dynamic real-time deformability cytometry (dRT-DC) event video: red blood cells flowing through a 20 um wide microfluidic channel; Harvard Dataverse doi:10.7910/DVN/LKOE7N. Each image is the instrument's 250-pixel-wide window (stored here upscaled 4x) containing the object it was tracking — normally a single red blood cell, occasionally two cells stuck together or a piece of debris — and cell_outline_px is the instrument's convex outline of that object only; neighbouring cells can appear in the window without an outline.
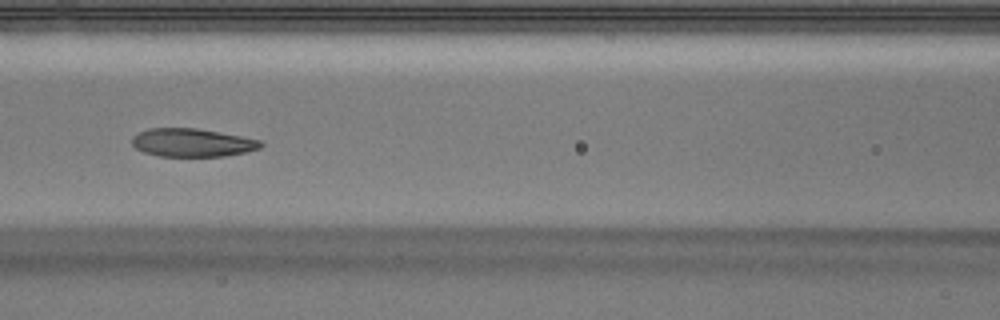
{"species": "Egyptian fruit bat (a non-hibernating species)", "species_latin": "Rousettus aegyptiacus", "temperature_condition": "warm", "stored_images_in_passage": 51, "camera_frame_rate_fps": 3000, "um_per_image_px": 0.085, "animal": {"sex": "male"}, "frame": {"image": 1, "passage_image": 23, "time_ms": 7.333, "image_size_px": [1000, 320], "cell_outline_px": [[264, 144], [260, 148], [248, 152], [224, 156], [160, 156], [144, 152], [136, 148], [132, 144], [132, 136], [148, 128], [196, 128], [264, 140]], "centroid_in_image_um": [16.38, 12.12], "position_along_channel_um": 150.2, "area_um2": 21.27}}
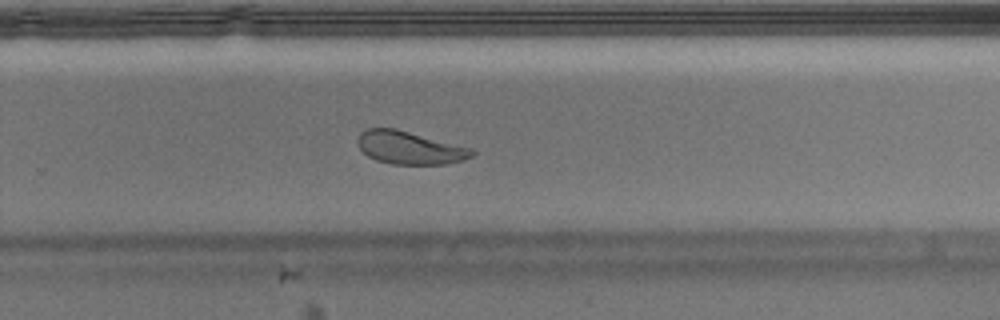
{"frame": {"image": 2, "passage_image": 34, "time_ms": 11.0, "image_size_px": [1000, 320], "cell_outline_px": [[476, 152], [472, 156], [464, 160], [444, 164], [392, 164], [376, 160], [368, 156], [360, 148], [356, 140], [360, 132], [368, 128], [396, 128], [472, 148]], "centroid_in_image_um": [34.82, 12.55], "position_along_channel_um": 295.0, "area_um2": 21.96}}
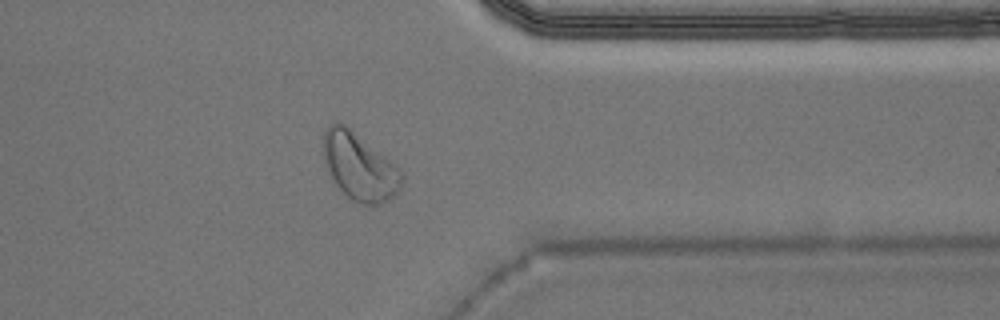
{"frame": {"image": 3, "passage_image": 41, "time_ms": 13.333, "image_size_px": [1000, 320], "cell_outline_px": [[404, 180], [400, 188], [388, 200], [380, 204], [368, 208], [348, 196], [336, 184], [324, 160], [324, 132], [328, 124], [344, 124], [400, 168], [404, 176]], "centroid_in_image_um": [30.59, 14.2], "position_along_channel_um": 380.8, "area_um2": 30.17}, "authors_computed_cell_mechanics": {"area_um2": 22.542, "velocity_mm_per_s": 3.9619, "shape_relaxation_time_tau1_ms": 4.0758, "shape_relaxation_time_tau2_ms": 2.0529, "deformation_change_tau1": 0.1474, "deformation_change_tau2": 0.074}}